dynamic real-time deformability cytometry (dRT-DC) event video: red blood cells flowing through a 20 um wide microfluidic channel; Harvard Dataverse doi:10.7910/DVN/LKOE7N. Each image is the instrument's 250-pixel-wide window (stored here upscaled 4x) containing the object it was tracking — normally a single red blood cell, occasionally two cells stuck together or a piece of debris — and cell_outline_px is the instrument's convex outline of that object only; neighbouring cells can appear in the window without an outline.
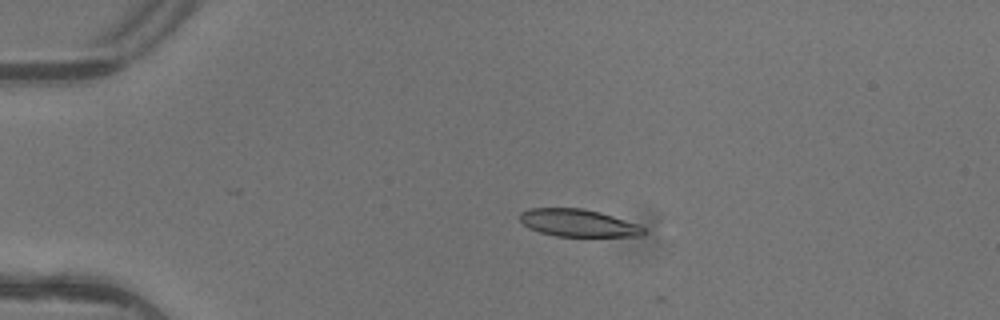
{"species": "common noctule bat (a hibernating species)", "species_latin": "Nyctalus noctula", "temperature_condition": "warm", "stored_images_in_passage": 5, "camera_frame_rate_fps": 3000, "um_per_image_px": 0.085, "animal": {"sex": "female"}, "frame": {"image": 1, "passage_image": 4, "time_ms": 1.0, "image_size_px": [1000, 320], "cell_outline_px": [[648, 232], [644, 236], [556, 236], [540, 232], [528, 228], [520, 220], [520, 212], [528, 208], [584, 208], [600, 212], [640, 224]], "centroid_in_image_um": [49.19, 18.95], "position_along_channel_um": 35.8, "area_um2": 20.0}}